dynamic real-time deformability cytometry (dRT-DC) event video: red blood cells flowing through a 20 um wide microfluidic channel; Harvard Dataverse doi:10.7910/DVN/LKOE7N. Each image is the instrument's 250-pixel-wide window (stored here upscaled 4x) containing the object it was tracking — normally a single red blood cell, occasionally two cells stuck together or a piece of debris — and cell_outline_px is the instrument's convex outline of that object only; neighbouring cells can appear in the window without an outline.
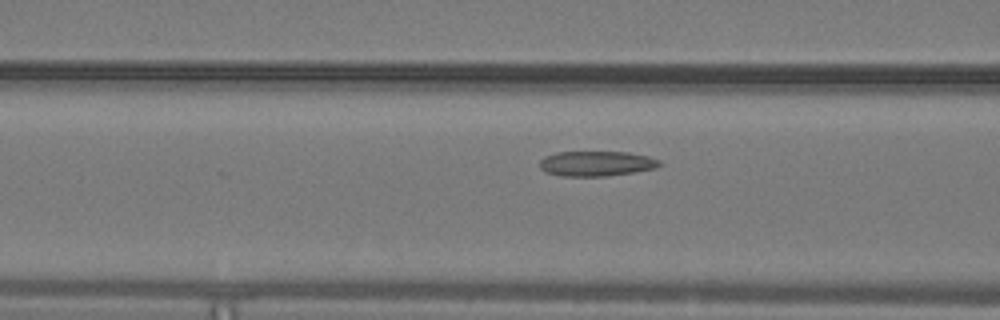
{"species": "common noctule bat (a hibernating species)", "species_latin": "Nyctalus noctula", "temperature_condition": "warm", "stored_images_in_passage": 31, "camera_frame_rate_fps": 3000, "um_per_image_px": 0.085, "animal": {"sex": "male", "body_mass_g": 19.2, "forearm_length_mm": 51.8}, "frame": {"image": 1, "passage_image": 10, "time_ms": 3.0, "image_size_px": [1000, 320], "cell_outline_px": [[664, 164], [656, 168], [608, 176], [560, 176], [544, 172], [540, 168], [540, 160], [544, 156], [556, 152], [628, 152], [648, 156], [660, 160]], "centroid_in_image_um": [50.69, 13.9], "position_along_channel_um": 115.9, "area_um2": 17.69}}
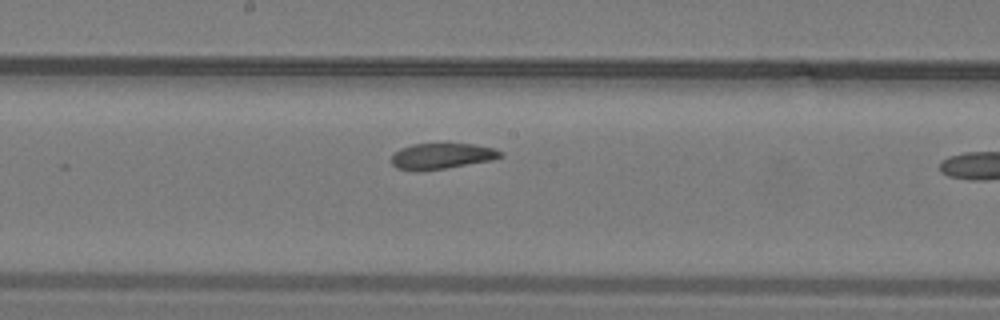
{"frame": {"image": 2, "passage_image": 17, "time_ms": 5.333, "image_size_px": [1000, 320], "cell_outline_px": [[504, 156], [492, 160], [444, 168], [416, 172], [396, 168], [392, 164], [392, 156], [400, 148], [412, 144], [472, 144], [496, 148]], "centroid_in_image_um": [37.53, 13.27], "position_along_channel_um": 210.7, "area_um2": 16.36}}
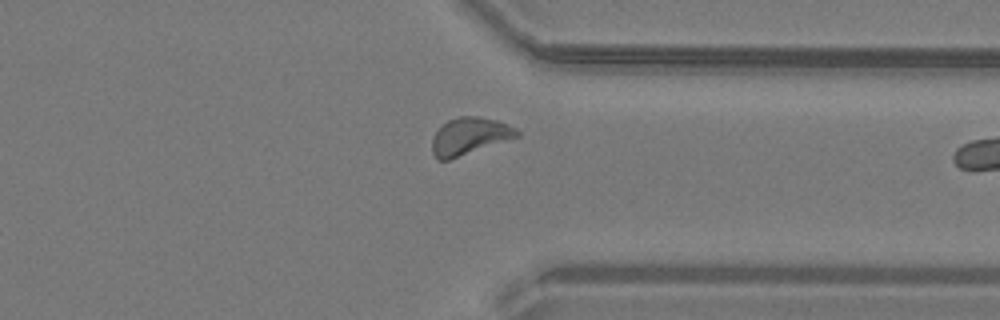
{"frame": {"image": 3, "passage_image": 29, "time_ms": 9.333, "image_size_px": [1000, 320], "cell_outline_px": [[520, 136], [448, 160], [436, 160], [432, 152], [432, 140], [436, 132], [448, 120], [460, 116], [476, 116], [496, 120], [516, 128], [520, 132]], "centroid_in_image_um": [39.91, 11.58], "position_along_channel_um": 371.5, "area_um2": 18.15}}